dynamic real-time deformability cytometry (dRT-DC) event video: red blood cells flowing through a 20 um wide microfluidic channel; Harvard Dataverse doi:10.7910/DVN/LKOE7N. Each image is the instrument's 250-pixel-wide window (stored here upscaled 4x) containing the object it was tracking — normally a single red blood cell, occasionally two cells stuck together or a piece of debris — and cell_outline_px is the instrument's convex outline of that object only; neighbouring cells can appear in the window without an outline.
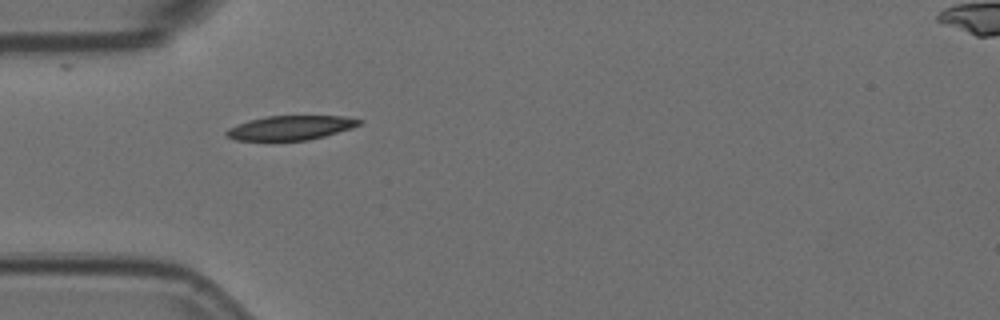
{"species": "Egyptian fruit bat (a non-hibernating species)", "species_latin": "Rousettus aegyptiacus", "temperature_condition": "room temperature", "stored_images_in_passage": 2, "camera_frame_rate_fps": 3000, "um_per_image_px": 0.085, "animal": {"sex": "female"}, "frame": {"image": 1, "passage_image": 1, "time_ms": 0.0, "image_size_px": [1000, 320], "cell_outline_px": [[364, 120], [360, 124], [352, 128], [324, 136], [308, 140], [236, 140], [228, 136], [224, 132], [228, 128], [248, 120], [268, 116], [344, 116]], "centroid_in_image_um": [24.72, 10.85], "position_along_channel_um": 60.3, "area_um2": 18.67}}
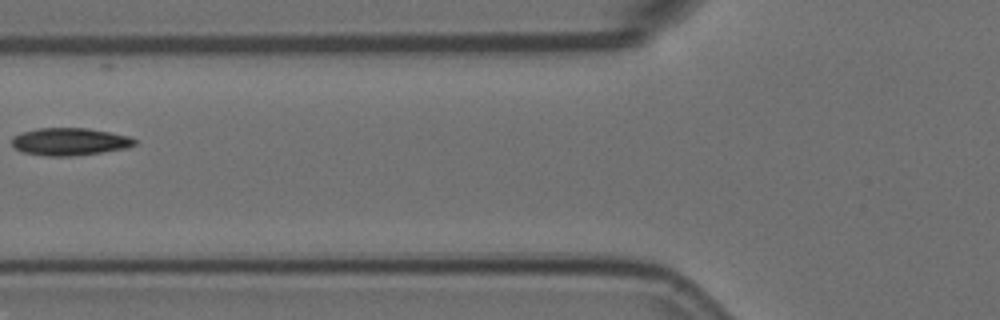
{"frame": {"image": 2, "passage_image": 2, "time_ms": 0.333, "image_size_px": [1000, 320], "cell_outline_px": [[136, 144], [124, 148], [100, 152], [72, 156], [48, 156], [24, 152], [16, 148], [12, 144], [12, 136], [36, 128], [88, 128], [128, 136], [136, 140]], "centroid_in_image_um": [5.9, 12.03], "position_along_channel_um": 119.9, "area_um2": 19.36}}